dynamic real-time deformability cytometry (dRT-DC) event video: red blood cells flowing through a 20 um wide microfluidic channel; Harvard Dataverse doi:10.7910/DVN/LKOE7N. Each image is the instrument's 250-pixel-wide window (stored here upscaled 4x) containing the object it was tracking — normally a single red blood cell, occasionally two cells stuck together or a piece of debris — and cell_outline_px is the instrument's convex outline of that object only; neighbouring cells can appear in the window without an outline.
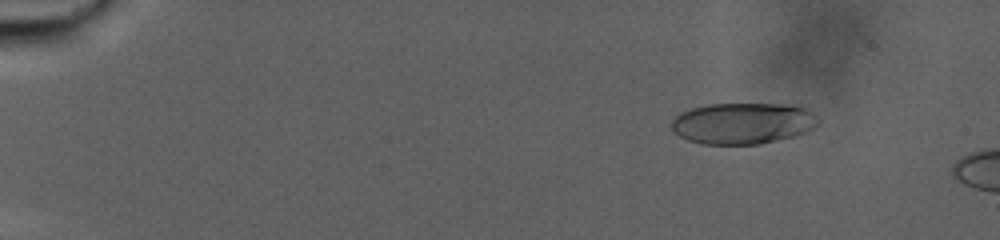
{"species": "human", "species_latin": "Homo sapiens", "temperature_condition": "warm", "stored_images_in_passage": 91, "camera_frame_rate_fps": 3000, "um_per_image_px": 0.085, "donor": {"sex": "male"}, "frame": {"image": 1, "passage_image": 13, "time_ms": 4.0, "image_size_px": [1000, 240], "cell_outline_px": [[820, 120], [812, 128], [804, 132], [792, 136], [760, 144], [704, 144], [688, 140], [680, 136], [672, 128], [672, 120], [680, 112], [692, 108], [708, 104], [776, 104], [804, 108], [812, 112]], "centroid_in_image_um": [63.1, 10.48], "position_along_channel_um": 21.9, "area_um2": 34.85}}
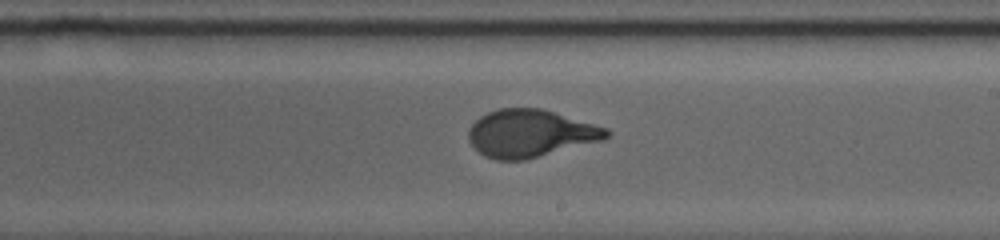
{"frame": {"image": 2, "passage_image": 57, "time_ms": 18.667, "image_size_px": [1000, 240], "cell_outline_px": [[612, 132], [608, 136], [600, 140], [524, 160], [496, 160], [484, 156], [468, 140], [468, 128], [480, 116], [488, 112], [500, 108], [540, 108], [608, 128]], "centroid_in_image_um": [45.04, 11.33], "position_along_channel_um": 244.0, "area_um2": 37.74}}
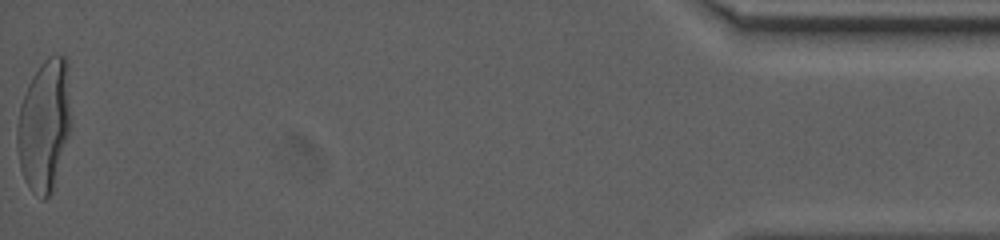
{"frame": {"image": 3, "passage_image": 91, "time_ms": 30.0, "image_size_px": [1000, 240], "cell_outline_px": [[72, 128], [52, 192], [44, 200], [40, 200], [32, 192], [24, 180], [20, 168], [16, 140], [16, 128], [20, 104], [28, 84], [32, 76], [40, 64], [48, 56], [64, 56], [68, 60], [72, 120]], "centroid_in_image_um": [3.79, 10.64], "position_along_channel_um": 431.4, "area_um2": 42.43}, "authors_computed_cell_mechanics": {"area_um2": 37.5122, "velocity_mm_per_s": 2.395, "shape_relaxation_time_tau1_ms": 9.05, "shape_relaxation_time_tau2_ms": null, "deformation_change_tau1": 0.2919, "deformation_change_tau2": null}}